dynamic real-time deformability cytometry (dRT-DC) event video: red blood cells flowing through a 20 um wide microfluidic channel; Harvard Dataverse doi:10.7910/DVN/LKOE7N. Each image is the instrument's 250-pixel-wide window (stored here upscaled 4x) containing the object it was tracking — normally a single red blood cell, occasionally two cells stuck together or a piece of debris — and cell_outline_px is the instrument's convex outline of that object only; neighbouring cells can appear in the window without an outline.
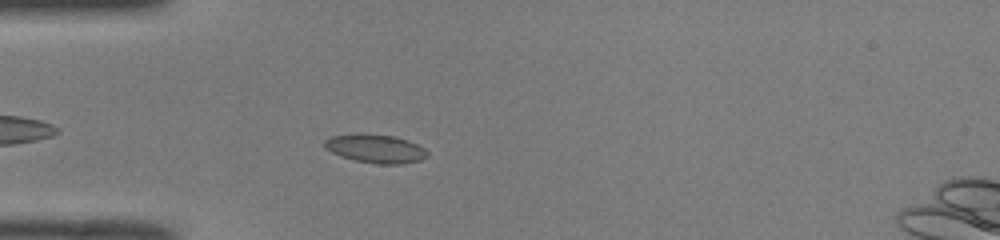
{"species": "common noctule bat (a hibernating species)", "species_latin": "Nyctalus noctula", "temperature_condition": "room temperature", "stored_images_in_passage": 41, "camera_frame_rate_fps": 3000, "um_per_image_px": 0.085, "animal": {"sex": "male", "body_mass_g": 19.0, "forearm_length_mm": 50.8}, "frame": {"image": 1, "passage_image": 5, "time_ms": 1.333, "image_size_px": [1000, 240], "cell_outline_px": [[428, 156], [420, 160], [404, 164], [376, 164], [356, 160], [340, 156], [324, 148], [324, 140], [332, 136], [396, 136], [408, 140], [424, 148], [428, 152]], "centroid_in_image_um": [31.97, 12.68], "position_along_channel_um": 53.0, "area_um2": 16.47}}
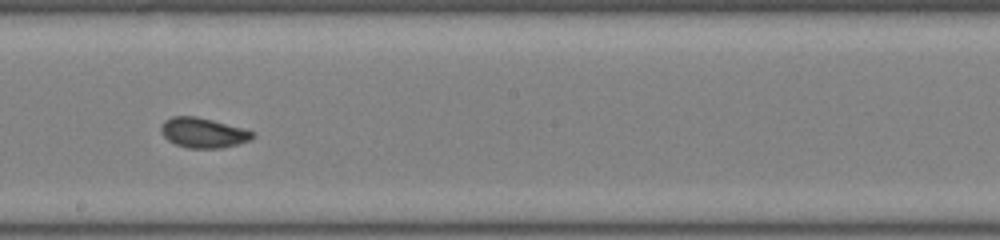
{"frame": {"image": 2, "passage_image": 19, "time_ms": 6.0, "image_size_px": [1000, 240], "cell_outline_px": [[256, 136], [248, 140], [236, 144], [220, 148], [188, 148], [176, 144], [168, 140], [164, 136], [160, 128], [160, 124], [164, 120], [172, 116], [196, 116], [244, 128], [256, 132]], "centroid_in_image_um": [17.27, 11.27], "position_along_channel_um": 230.9, "area_um2": 16.01}}
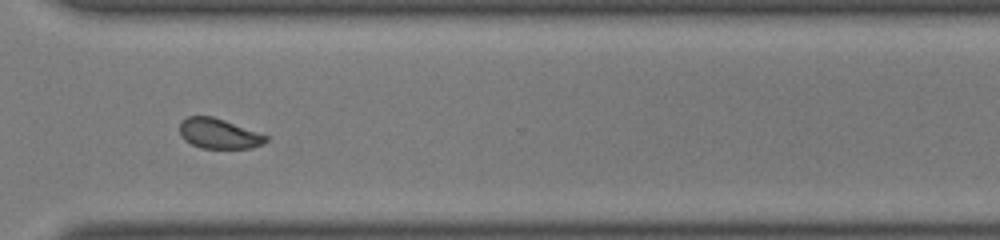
{"frame": {"image": 3, "passage_image": 28, "time_ms": 9.0, "image_size_px": [1000, 240], "cell_outline_px": [[268, 140], [264, 144], [252, 148], [200, 148], [184, 140], [180, 136], [180, 120], [188, 116], [212, 116], [224, 120], [268, 136]], "centroid_in_image_um": [18.58, 11.36], "position_along_channel_um": 352.0, "area_um2": 15.14}, "authors_computed_cell_mechanics": {"area_um2": 16.0106, "velocity_mm_per_s": 4.0119, "shape_relaxation_time_tau1_ms": 2.3403, "shape_relaxation_time_tau2_ms": 1.0194, "deformation_change_tau1": 0.091, "deformation_change_tau2": 0.0567}}